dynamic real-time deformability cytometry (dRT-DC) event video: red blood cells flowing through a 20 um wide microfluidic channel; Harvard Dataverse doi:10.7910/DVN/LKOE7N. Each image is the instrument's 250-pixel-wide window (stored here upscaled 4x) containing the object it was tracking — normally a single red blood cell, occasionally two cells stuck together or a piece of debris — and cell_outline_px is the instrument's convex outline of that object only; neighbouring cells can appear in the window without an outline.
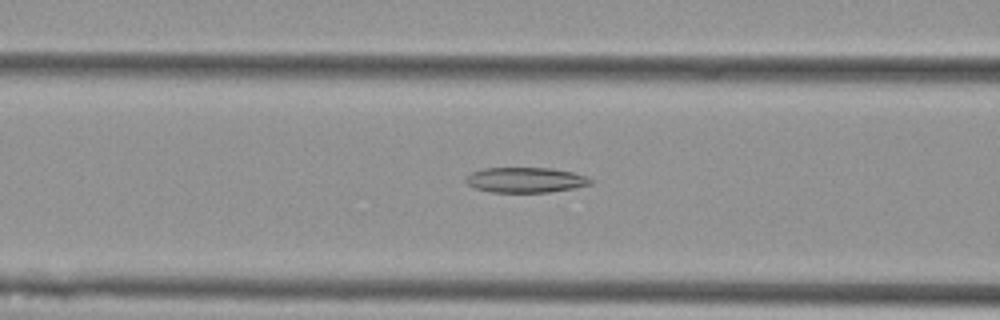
{"species": "Egyptian fruit bat (a non-hibernating species)", "species_latin": "Rousettus aegyptiacus", "temperature_condition": "cold", "stored_images_in_passage": 56, "camera_frame_rate_fps": 3000, "um_per_image_px": 0.085, "animal": {"sex": "female"}, "frame": {"image": 1, "passage_image": 22, "time_ms": 7.0, "image_size_px": [1000, 320], "cell_outline_px": [[592, 184], [572, 188], [548, 192], [492, 192], [476, 188], [468, 184], [464, 180], [464, 176], [472, 172], [484, 168], [552, 168], [572, 172], [584, 176], [592, 180]], "centroid_in_image_um": [44.63, 15.29], "position_along_channel_um": 122.0, "area_um2": 18.21}}
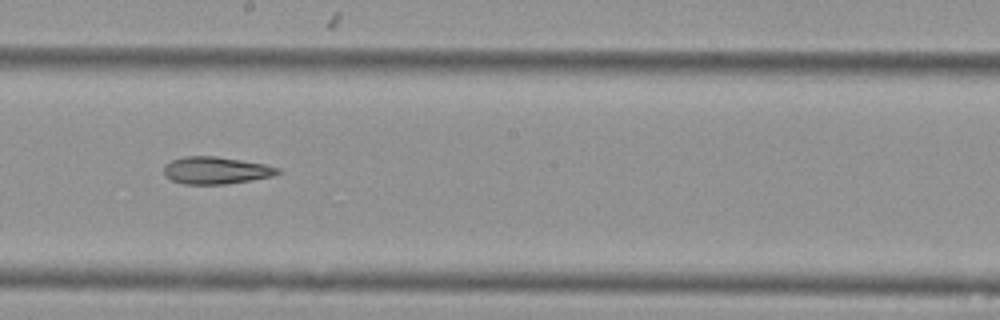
{"frame": {"image": 2, "passage_image": 31, "time_ms": 10.0, "image_size_px": [1000, 320], "cell_outline_px": [[280, 172], [272, 176], [224, 184], [184, 184], [172, 180], [164, 176], [164, 164], [172, 160], [184, 156], [216, 156], [264, 164], [280, 168]], "centroid_in_image_um": [18.3, 14.47], "position_along_channel_um": 229.9, "area_um2": 17.92}}
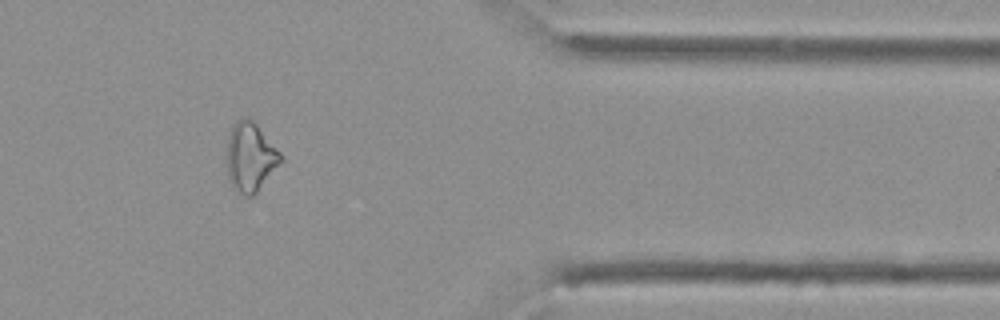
{"frame": {"image": 3, "passage_image": 46, "time_ms": 15.0, "image_size_px": [1000, 320], "cell_outline_px": [[284, 160], [256, 192], [252, 196], [244, 196], [232, 188], [228, 180], [228, 136], [236, 120], [244, 116], [248, 116], [256, 124], [284, 156]], "centroid_in_image_um": [21.29, 13.35], "position_along_channel_um": 390.1, "area_um2": 21.68}}